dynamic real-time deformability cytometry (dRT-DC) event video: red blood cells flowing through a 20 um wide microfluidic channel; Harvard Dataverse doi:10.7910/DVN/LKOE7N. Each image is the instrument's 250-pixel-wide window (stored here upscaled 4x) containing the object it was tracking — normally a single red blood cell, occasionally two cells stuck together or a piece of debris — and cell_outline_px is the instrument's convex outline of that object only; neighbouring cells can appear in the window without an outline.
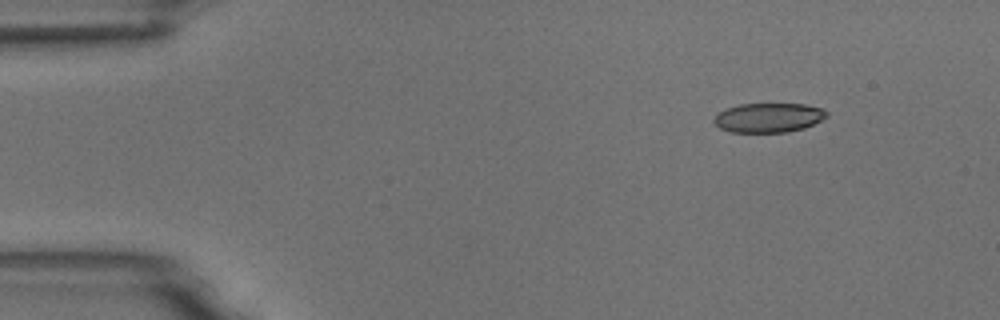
{"species": "common noctule bat (a hibernating species)", "species_latin": "Nyctalus noctula", "temperature_condition": "room temperature", "stored_images_in_passage": 4, "segment_of_instrument_passage": [2, 2], "camera_frame_rate_fps": 3000, "um_per_image_px": 0.085, "animal": {"sex": "male", "body_mass_g": 18.8}, "frame": {"image": 1, "passage_image": 4, "time_ms": 4.333, "image_size_px": [1000, 320], "cell_outline_px": [[828, 116], [804, 128], [788, 132], [732, 132], [720, 128], [712, 120], [720, 112], [728, 108], [740, 104], [804, 104], [820, 108], [828, 112]], "centroid_in_image_um": [65.33, 10.0], "position_along_channel_um": 19.7, "area_um2": 19.07}}